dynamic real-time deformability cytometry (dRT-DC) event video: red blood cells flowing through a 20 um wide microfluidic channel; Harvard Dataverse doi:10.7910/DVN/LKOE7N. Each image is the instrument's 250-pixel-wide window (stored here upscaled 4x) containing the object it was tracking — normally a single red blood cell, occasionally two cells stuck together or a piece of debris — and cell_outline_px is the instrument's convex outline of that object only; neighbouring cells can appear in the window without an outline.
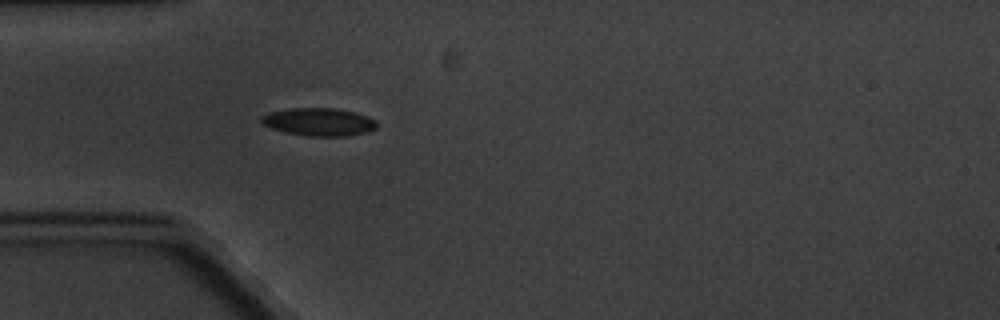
{"species": "common noctule bat (a hibernating species)", "species_latin": "Nyctalus noctula", "temperature_condition": "cold", "stored_images_in_passage": 5, "camera_frame_rate_fps": 3000, "um_per_image_px": 0.085, "animal": {"sex": "male", "body_mass_g": 20.1, "forearm_length_mm": 53.5}, "frame": {"image": 1, "passage_image": 5, "time_ms": 4.667, "image_size_px": [1000, 320], "cell_outline_px": [[376, 128], [364, 132], [348, 136], [308, 136], [288, 132], [272, 128], [264, 124], [260, 120], [260, 116], [268, 112], [292, 108], [336, 108], [368, 116], [376, 120]], "centroid_in_image_um": [27.1, 10.35], "position_along_channel_um": 57.9, "area_um2": 18.55}}